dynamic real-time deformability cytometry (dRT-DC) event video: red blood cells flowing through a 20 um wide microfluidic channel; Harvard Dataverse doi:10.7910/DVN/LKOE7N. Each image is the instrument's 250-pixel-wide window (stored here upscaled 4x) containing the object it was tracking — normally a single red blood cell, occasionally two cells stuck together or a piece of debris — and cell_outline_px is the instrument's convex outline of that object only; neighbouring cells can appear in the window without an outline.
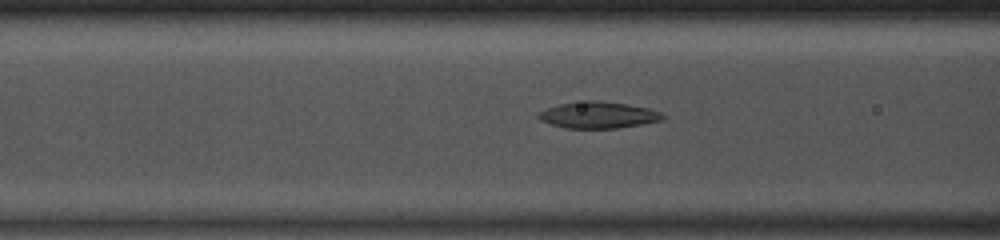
{"species": "common noctule bat (a hibernating species)", "species_latin": "Nyctalus noctula", "temperature_condition": "room temperature", "stored_images_in_passage": 31, "camera_frame_rate_fps": 3000, "um_per_image_px": 0.085, "animal": {"sex": "male", "body_mass_g": 13.0, "forearm_length_mm": 53.1}, "frame": {"image": 1, "passage_image": 8, "time_ms": 2.333, "image_size_px": [1000, 240], "cell_outline_px": [[668, 116], [664, 120], [616, 128], [564, 128], [540, 120], [536, 116], [536, 112], [560, 104], [588, 100], [600, 100], [648, 108], [664, 112]], "centroid_in_image_um": [50.88, 9.77], "position_along_channel_um": 115.7, "area_um2": 19.31}}
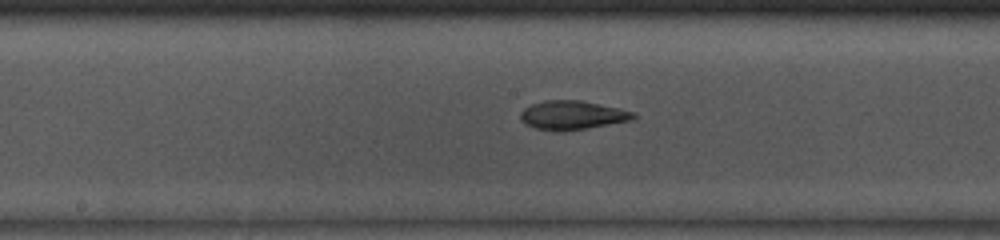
{"frame": {"image": 2, "passage_image": 14, "time_ms": 4.333, "image_size_px": [1000, 240], "cell_outline_px": [[636, 116], [632, 120], [588, 128], [560, 132], [552, 132], [536, 128], [520, 120], [520, 112], [524, 108], [532, 104], [544, 100], [580, 100], [616, 108], [632, 112]], "centroid_in_image_um": [48.59, 9.8], "position_along_channel_um": 199.6, "area_um2": 18.9}}
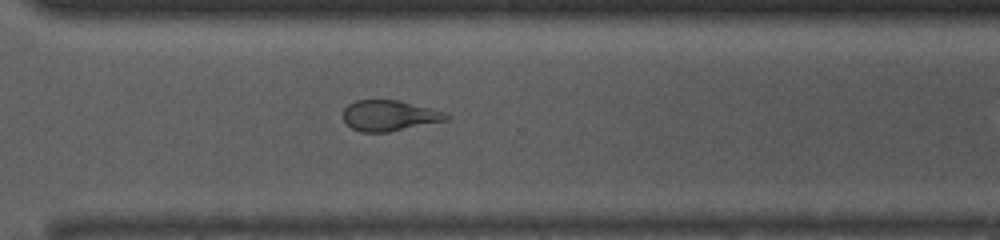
{"frame": {"image": 3, "passage_image": 24, "time_ms": 7.667, "image_size_px": [1000, 240], "cell_outline_px": [[452, 116], [448, 120], [388, 132], [360, 132], [352, 128], [344, 120], [344, 108], [348, 104], [356, 100], [396, 100], [448, 112]], "centroid_in_image_um": [33.13, 9.83], "position_along_channel_um": 337.5, "area_um2": 18.44}, "authors_computed_cell_mechanics": {"area_um2": 18.9006, "velocity_mm_per_s": 4.1586, "shape_relaxation_time_tau1_ms": 5.8465, "shape_relaxation_time_tau2_ms": 2.4928, "deformation_change_tau1": 0.1858, "deformation_change_tau2": 0.116}}